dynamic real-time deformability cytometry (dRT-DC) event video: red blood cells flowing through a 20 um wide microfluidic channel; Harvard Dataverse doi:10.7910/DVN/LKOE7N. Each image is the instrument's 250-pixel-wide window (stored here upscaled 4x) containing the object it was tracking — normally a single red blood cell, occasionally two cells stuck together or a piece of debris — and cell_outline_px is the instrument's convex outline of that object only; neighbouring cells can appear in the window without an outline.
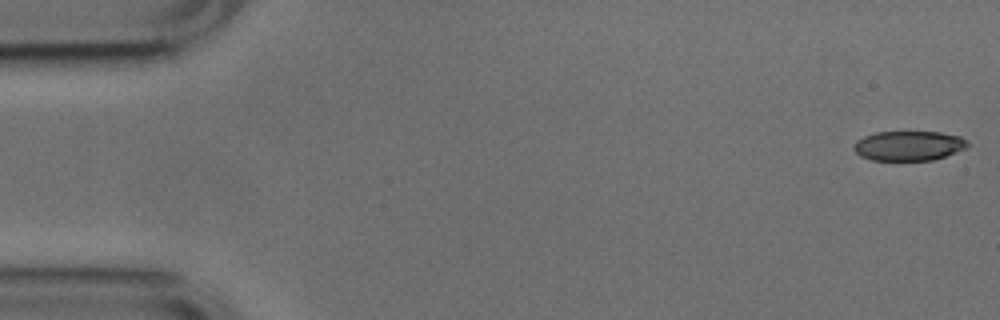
{"species": "common noctule bat (a hibernating species)", "species_latin": "Nyctalus noctula", "temperature_condition": "cold", "stored_images_in_passage": 52, "camera_frame_rate_fps": 3000, "um_per_image_px": 0.085, "animal": {"sex": "male", "body_mass_g": 17.9, "forearm_length_mm": 54.2}, "frame": {"image": 1, "passage_image": 1, "time_ms": 0.0, "image_size_px": [1000, 320], "cell_outline_px": [[968, 148], [932, 160], [872, 160], [860, 156], [852, 148], [856, 140], [864, 136], [876, 132], [940, 132], [960, 136], [968, 140]], "centroid_in_image_um": [77.24, 12.38], "position_along_channel_um": 7.8, "area_um2": 19.77}}
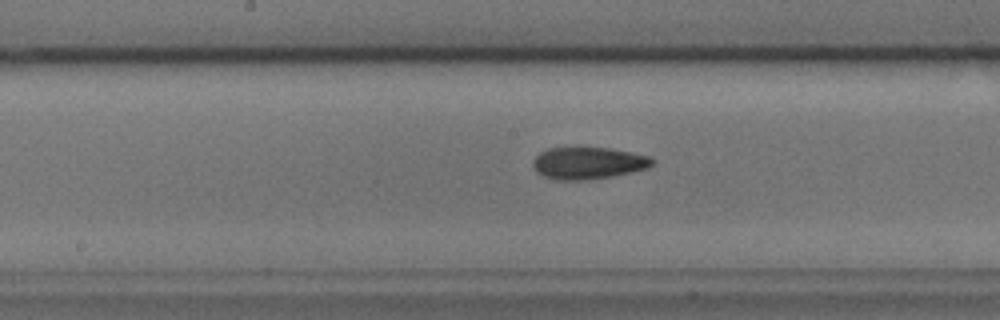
{"frame": {"image": 2, "passage_image": 26, "time_ms": 8.333, "image_size_px": [1000, 320], "cell_outline_px": [[656, 160], [648, 168], [612, 176], [580, 180], [556, 180], [544, 176], [536, 172], [532, 164], [532, 160], [540, 152], [548, 148], [576, 144], [612, 148], [652, 156]], "centroid_in_image_um": [49.97, 13.8], "position_along_channel_um": 198.2, "area_um2": 23.24}}
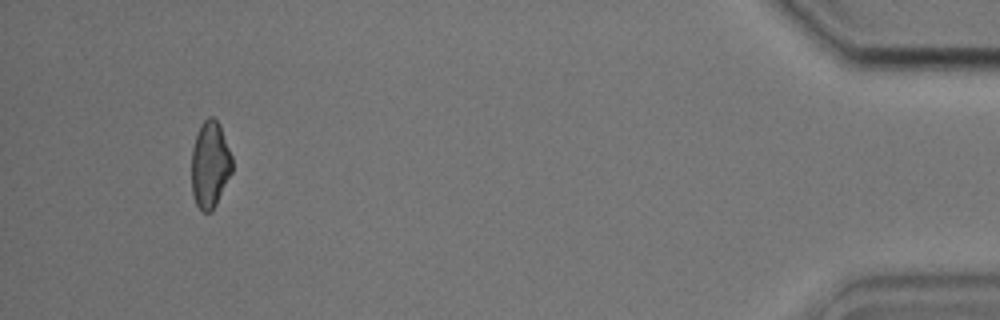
{"frame": {"image": 3, "passage_image": 49, "time_ms": 16.0, "image_size_px": [1000, 320], "cell_outline_px": [[232, 172], [212, 212], [204, 212], [196, 204], [192, 192], [192, 148], [200, 124], [208, 116], [212, 116], [220, 124], [232, 156]], "centroid_in_image_um": [17.86, 13.97], "position_along_channel_um": 417.3, "area_um2": 20.52}, "authors_computed_cell_mechanics": {"area_um2": 21.5305, "velocity_mm_per_s": 3.8025, "shape_relaxation_time_tau1_ms": 5.7552, "shape_relaxation_time_tau2_ms": 4.7868, "deformation_change_tau1": 0.1382, "deformation_change_tau2": 0.1113}}